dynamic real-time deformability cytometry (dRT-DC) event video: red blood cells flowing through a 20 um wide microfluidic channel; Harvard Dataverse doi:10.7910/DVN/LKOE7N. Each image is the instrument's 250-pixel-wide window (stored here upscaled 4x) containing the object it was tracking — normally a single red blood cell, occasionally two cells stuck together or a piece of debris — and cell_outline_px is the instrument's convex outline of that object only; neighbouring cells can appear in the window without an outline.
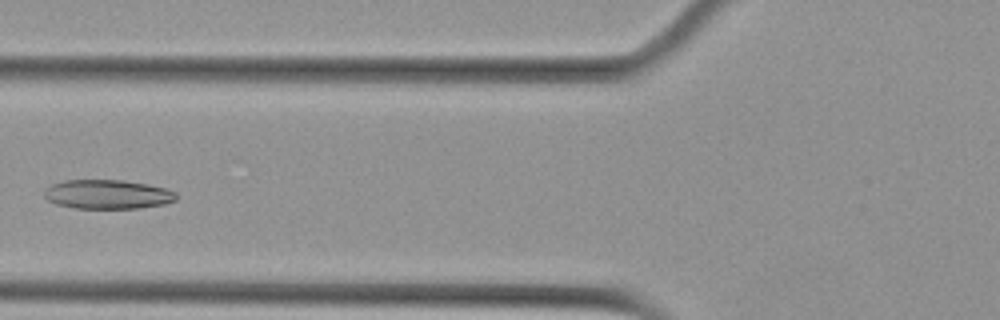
{"species": "Egyptian fruit bat (a non-hibernating species)", "species_latin": "Rousettus aegyptiacus", "temperature_condition": "cold", "stored_images_in_passage": 3, "camera_frame_rate_fps": 3000, "um_per_image_px": 0.085, "animal": {"sex": "female"}, "frame": {"image": 1, "passage_image": 3, "time_ms": 0.667, "image_size_px": [1000, 320], "cell_outline_px": [[176, 200], [164, 204], [140, 208], [76, 208], [56, 204], [48, 200], [44, 196], [44, 188], [52, 184], [64, 180], [124, 180], [148, 184], [164, 188], [176, 192]], "centroid_in_image_um": [9.13, 16.51], "position_along_channel_um": 116.7, "area_um2": 22.48}}